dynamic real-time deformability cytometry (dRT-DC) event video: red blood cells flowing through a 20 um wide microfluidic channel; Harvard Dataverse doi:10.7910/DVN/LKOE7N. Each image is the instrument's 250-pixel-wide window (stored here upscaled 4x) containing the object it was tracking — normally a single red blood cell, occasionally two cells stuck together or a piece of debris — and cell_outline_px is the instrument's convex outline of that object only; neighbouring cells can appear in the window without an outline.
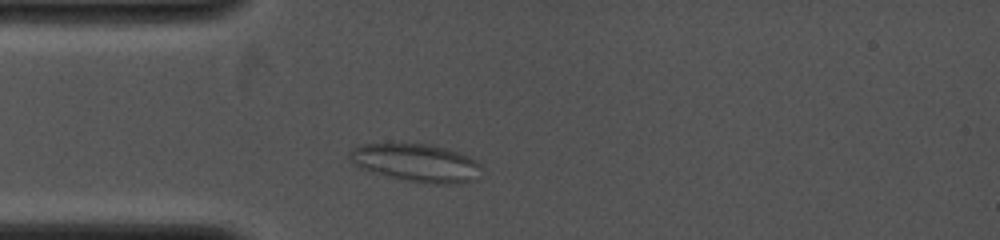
{"species": "common noctule bat (a hibernating species)", "species_latin": "Nyctalus noctula", "temperature_condition": "cold", "stored_images_in_passage": 2, "camera_frame_rate_fps": 4000, "um_per_image_px": 0.085, "animal": {"sex": "female", "body_mass_g": 19.0, "forearm_length_mm": 53.3}, "frame": {"image": 1, "passage_image": 2, "time_ms": 1.25, "image_size_px": [1000, 240], "cell_outline_px": [[480, 176], [476, 180], [456, 184], [432, 184], [404, 180], [384, 176], [360, 168], [352, 164], [348, 156], [348, 152], [352, 148], [360, 144], [388, 140], [428, 144], [444, 148], [468, 156], [476, 160], [480, 164]], "centroid_in_image_um": [35.29, 13.8], "position_along_channel_um": 49.7, "area_um2": 30.35}}